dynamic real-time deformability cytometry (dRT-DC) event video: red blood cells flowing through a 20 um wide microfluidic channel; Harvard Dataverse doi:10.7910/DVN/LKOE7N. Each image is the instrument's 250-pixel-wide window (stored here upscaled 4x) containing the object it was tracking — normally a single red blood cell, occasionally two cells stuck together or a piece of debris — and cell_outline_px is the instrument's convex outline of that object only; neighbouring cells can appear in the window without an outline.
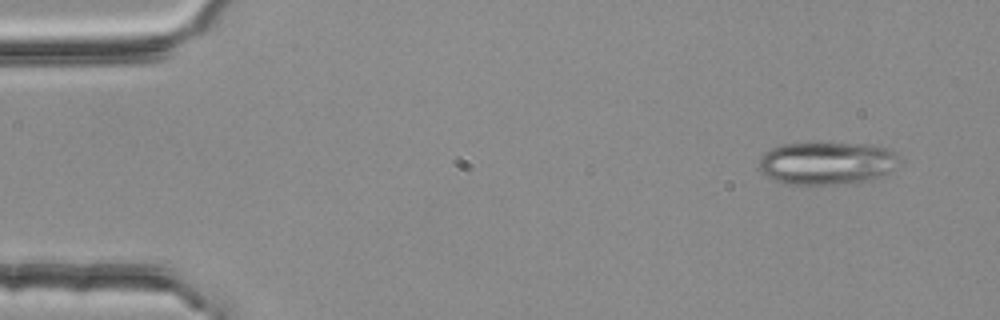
{"species": "common noctule bat (a hibernating species)", "species_latin": "Nyctalus noctula", "temperature_condition": "room temperature", "stored_images_in_passage": 4, "camera_frame_rate_fps": 3000, "um_per_image_px": 0.085, "animal": {"sex": "female", "body_mass_g": 25.1}, "frame": {"image": 1, "passage_image": 1, "time_ms": 0.0, "image_size_px": [1000, 320], "cell_outline_px": [[896, 156], [888, 172], [880, 180], [844, 184], [784, 184], [772, 180], [764, 176], [760, 172], [760, 156], [764, 152], [780, 144], [812, 140], [876, 144], [892, 148]], "centroid_in_image_um": [70.23, 13.82], "position_along_channel_um": 14.8, "area_um2": 36.53}}